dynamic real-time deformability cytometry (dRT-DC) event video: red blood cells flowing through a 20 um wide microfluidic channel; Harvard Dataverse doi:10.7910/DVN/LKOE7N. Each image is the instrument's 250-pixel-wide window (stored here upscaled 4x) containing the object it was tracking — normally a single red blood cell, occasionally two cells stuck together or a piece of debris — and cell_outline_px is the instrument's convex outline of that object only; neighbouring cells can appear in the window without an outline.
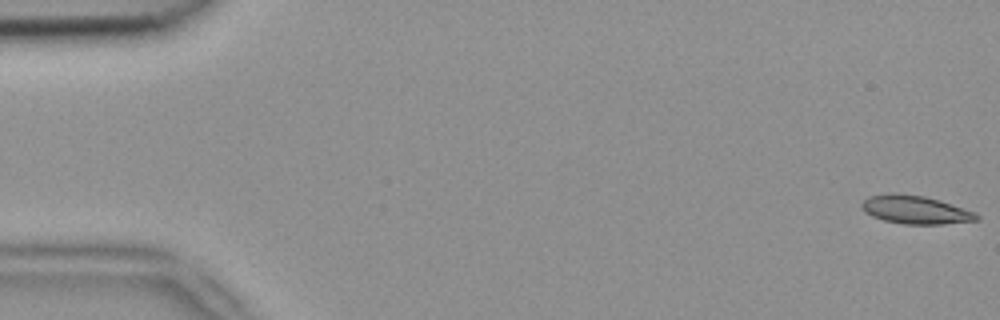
{"species": "common noctule bat (a hibernating species)", "species_latin": "Nyctalus noctula", "temperature_condition": "room temperature", "stored_images_in_passage": 52, "camera_frame_rate_fps": 3000, "um_per_image_px": 0.085, "animal": {"sex": "female", "body_mass_g": 18.4}, "frame": {"image": 1, "passage_image": 1, "time_ms": 0.0, "image_size_px": [1000, 320], "cell_outline_px": [[980, 220], [944, 224], [904, 224], [884, 220], [872, 216], [864, 212], [860, 204], [868, 196], [888, 192], [896, 192], [924, 196], [940, 200], [976, 212], [980, 216]], "centroid_in_image_um": [77.81, 17.81], "position_along_channel_um": 7.2, "area_um2": 19.25}}
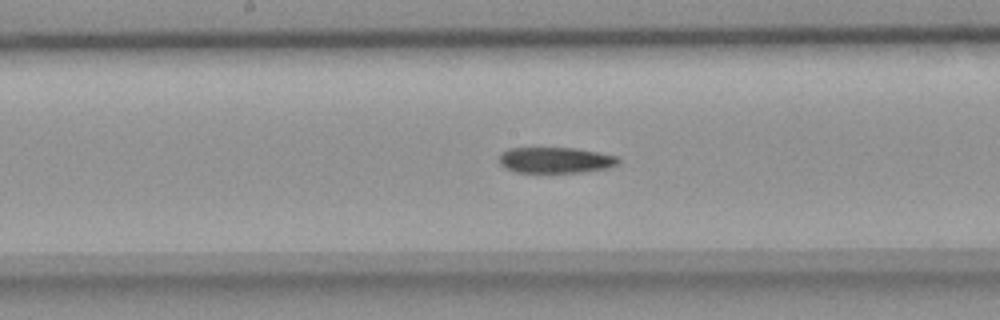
{"frame": {"image": 2, "passage_image": 27, "time_ms": 8.667, "image_size_px": [1000, 320], "cell_outline_px": [[620, 160], [616, 164], [604, 168], [580, 172], [516, 172], [500, 164], [500, 152], [508, 148], [576, 148], [616, 156]], "centroid_in_image_um": [47.17, 13.6], "position_along_channel_um": 201.0, "area_um2": 17.63}}
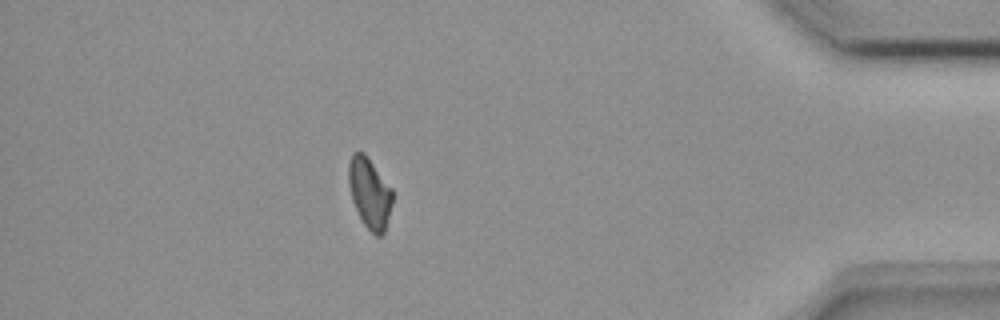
{"frame": {"image": 3, "passage_image": 46, "time_ms": 15.0, "image_size_px": [1000, 320], "cell_outline_px": [[392, 204], [384, 232], [380, 236], [376, 236], [364, 224], [352, 200], [348, 180], [348, 164], [352, 152], [364, 152], [368, 156], [392, 188]], "centroid_in_image_um": [31.41, 16.36], "position_along_channel_um": 403.8, "area_um2": 17.98}, "authors_computed_cell_mechanics": {"area_um2": 18.8717, "velocity_mm_per_s": 3.9026, "shape_relaxation_time_tau1_ms": 10.3058, "shape_relaxation_time_tau2_ms": null, "deformation_change_tau1": 0.1818, "deformation_change_tau2": null}}